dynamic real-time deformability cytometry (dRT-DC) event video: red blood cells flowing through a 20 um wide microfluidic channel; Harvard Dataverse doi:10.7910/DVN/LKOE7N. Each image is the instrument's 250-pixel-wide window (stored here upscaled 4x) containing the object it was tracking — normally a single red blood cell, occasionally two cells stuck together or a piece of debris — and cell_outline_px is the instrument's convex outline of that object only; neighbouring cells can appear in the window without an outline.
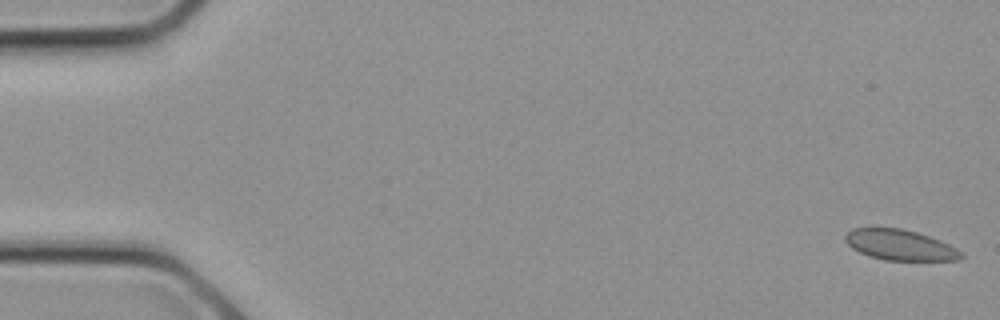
{"species": "common noctule bat (a hibernating species)", "species_latin": "Nyctalus noctula", "temperature_condition": "cold", "stored_images_in_passage": 13, "camera_frame_rate_fps": 3000, "um_per_image_px": 0.085, "animal": {"sex": "female", "body_mass_g": 21.9}, "frame": {"image": 1, "passage_image": 1, "time_ms": 0.0, "image_size_px": [1000, 320], "cell_outline_px": [[964, 256], [960, 260], [884, 260], [868, 256], [852, 248], [844, 240], [844, 236], [852, 228], [900, 228], [916, 232], [940, 240], [956, 248]], "centroid_in_image_um": [76.48, 20.82], "position_along_channel_um": 8.5, "area_um2": 20.52}}
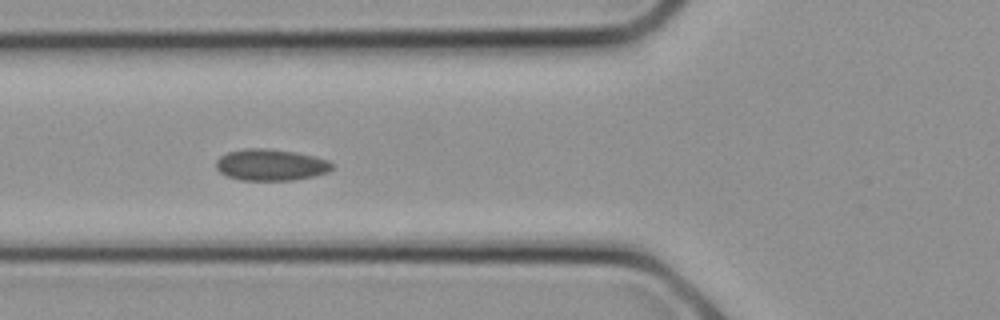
{"frame": {"image": 2, "passage_image": 10, "time_ms": 3.0, "image_size_px": [1000, 320], "cell_outline_px": [[336, 164], [328, 172], [312, 176], [292, 180], [240, 180], [228, 176], [220, 172], [216, 168], [216, 160], [220, 156], [228, 152], [244, 148], [268, 148], [296, 152], [316, 156], [328, 160]], "centroid_in_image_um": [23.03, 14.0], "position_along_channel_um": 102.8, "area_um2": 21.44}}
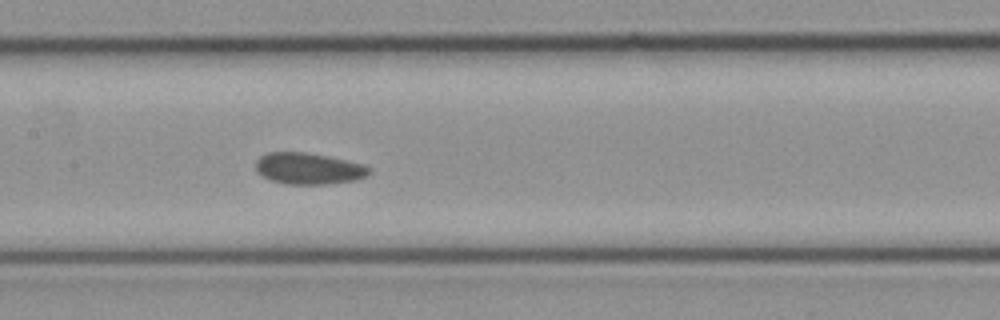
{"frame": {"image": 3, "passage_image": 13, "time_ms": 4.0, "image_size_px": [1000, 320], "cell_outline_px": [[372, 172], [356, 180], [324, 184], [284, 184], [272, 180], [256, 172], [256, 160], [260, 156], [268, 152], [304, 152], [328, 156], [348, 160], [364, 164], [372, 168]], "centroid_in_image_um": [26.25, 14.32], "position_along_channel_um": 181.2, "area_um2": 20.87}}